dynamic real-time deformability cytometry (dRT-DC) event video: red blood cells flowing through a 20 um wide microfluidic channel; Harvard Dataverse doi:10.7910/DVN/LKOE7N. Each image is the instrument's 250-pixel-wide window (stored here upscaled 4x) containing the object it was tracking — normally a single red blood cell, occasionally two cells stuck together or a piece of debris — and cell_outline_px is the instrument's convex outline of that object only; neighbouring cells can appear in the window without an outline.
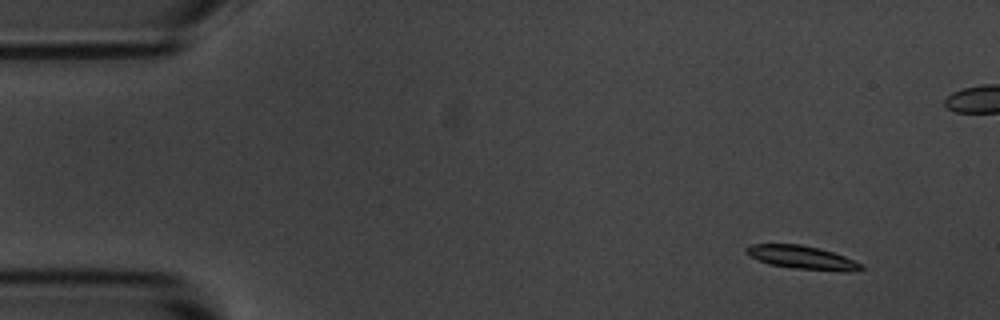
{"species": "common noctule bat (a hibernating species)", "species_latin": "Nyctalus noctula", "temperature_condition": "room temperature", "stored_images_in_passage": 6, "camera_frame_rate_fps": 3000, "um_per_image_px": 0.085, "animal": {"sex": "male", "body_mass_g": 20.1, "forearm_length_mm": 53.5}, "frame": {"image": 1, "passage_image": 2, "time_ms": 1.333, "image_size_px": [1000, 320], "cell_outline_px": [[864, 268], [856, 272], [852, 272], [792, 268], [768, 264], [744, 252], [744, 248], [752, 244], [800, 244], [832, 252], [844, 256], [864, 264]], "centroid_in_image_um": [68.21, 21.89], "position_along_channel_um": 16.8, "area_um2": 15.61}}